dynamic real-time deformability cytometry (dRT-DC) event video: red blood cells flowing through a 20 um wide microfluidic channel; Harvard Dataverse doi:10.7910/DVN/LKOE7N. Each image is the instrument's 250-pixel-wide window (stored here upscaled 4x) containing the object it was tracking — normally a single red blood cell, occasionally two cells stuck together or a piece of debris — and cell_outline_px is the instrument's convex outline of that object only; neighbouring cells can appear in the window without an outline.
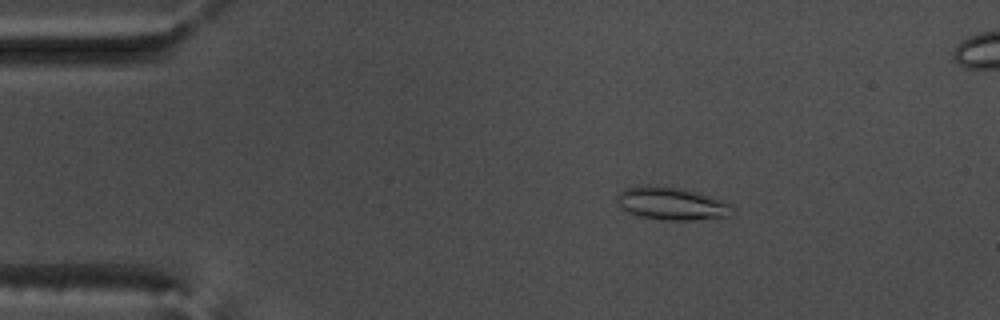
{"species": "common noctule bat (a hibernating species)", "species_latin": "Nyctalus noctula", "temperature_condition": "warm", "stored_images_in_passage": 56, "camera_frame_rate_fps": 3000, "um_per_image_px": 0.085, "animal": {"sex": "male", "body_mass_g": 17.5, "forearm_length_mm": 52.3}, "frame": {"image": 1, "passage_image": 10, "time_ms": 3.0, "image_size_px": [1000, 320], "cell_outline_px": [[736, 212], [732, 216], [688, 220], [660, 220], [640, 216], [628, 212], [620, 208], [616, 204], [616, 196], [624, 188], [680, 188], [696, 192], [724, 200], [732, 204], [736, 208]], "centroid_in_image_um": [57.17, 17.35], "position_along_channel_um": 27.8, "area_um2": 21.73}}
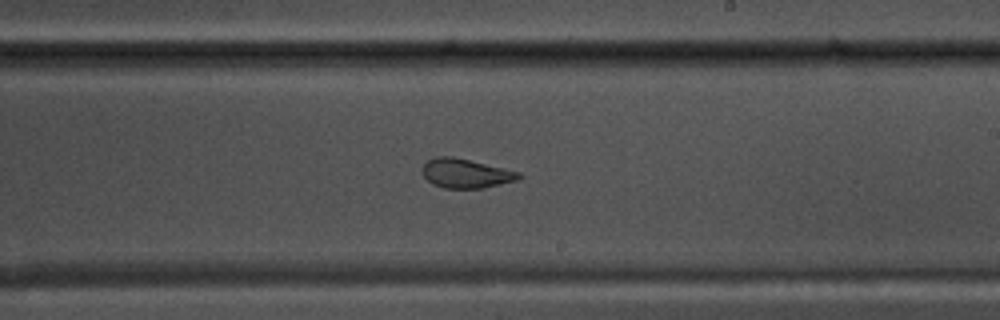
{"frame": {"image": 2, "passage_image": 33, "time_ms": 10.667, "image_size_px": [1000, 320], "cell_outline_px": [[524, 176], [520, 180], [480, 188], [444, 188], [432, 184], [420, 172], [420, 168], [428, 160], [436, 156], [452, 156], [520, 172]], "centroid_in_image_um": [39.58, 14.74], "position_along_channel_um": 249.4, "area_um2": 16.53}}
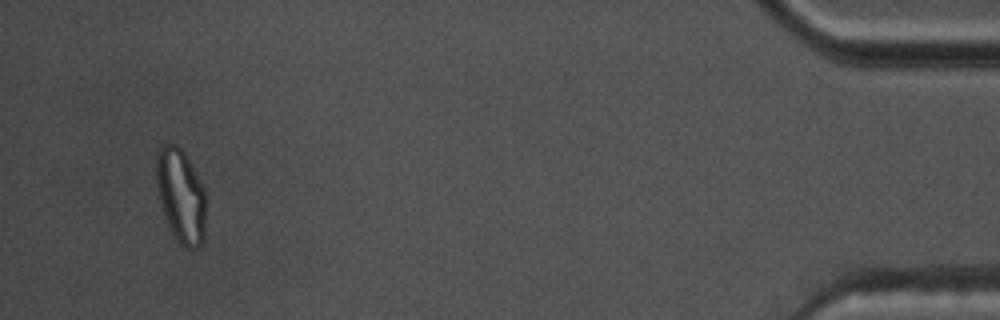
{"frame": {"image": 3, "passage_image": 53, "time_ms": 17.333, "image_size_px": [1000, 320], "cell_outline_px": [[204, 240], [196, 248], [184, 248], [176, 240], [168, 224], [156, 188], [156, 152], [164, 144], [176, 144], [184, 152], [200, 180], [204, 188]], "centroid_in_image_um": [15.35, 16.63], "position_along_channel_um": 419.8, "area_um2": 26.88}, "authors_computed_cell_mechanics": {"area_um2": 20.3745, "velocity_mm_per_s": 3.6935, "shape_relaxation_time_tau1_ms": null, "shape_relaxation_time_tau2_ms": 1.1999, "deformation_change_tau1": null, "deformation_change_tau2": 0.0782}}